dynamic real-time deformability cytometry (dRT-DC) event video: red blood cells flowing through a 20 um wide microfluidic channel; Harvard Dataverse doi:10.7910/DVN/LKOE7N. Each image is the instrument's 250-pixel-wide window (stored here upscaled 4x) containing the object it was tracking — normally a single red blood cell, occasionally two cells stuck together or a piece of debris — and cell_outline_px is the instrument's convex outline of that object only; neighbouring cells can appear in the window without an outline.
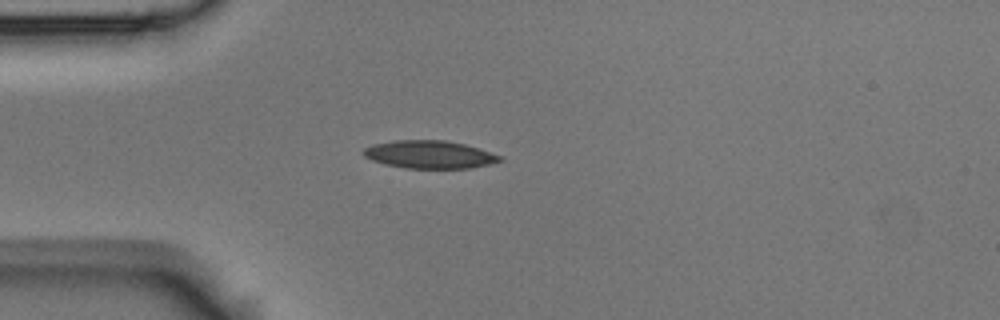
{"species": "Egyptian fruit bat (a non-hibernating species)", "species_latin": "Rousettus aegyptiacus", "temperature_condition": "room temperature", "stored_images_in_passage": 3, "camera_frame_rate_fps": 3000, "um_per_image_px": 0.085, "animal": {"sex": "male"}, "frame": {"image": 1, "passage_image": 3, "time_ms": 0.667, "image_size_px": [1000, 320], "cell_outline_px": [[504, 160], [472, 168], [404, 168], [384, 164], [372, 160], [364, 156], [360, 152], [364, 148], [372, 144], [392, 140], [444, 140], [464, 144], [500, 156]], "centroid_in_image_um": [36.43, 13.13], "position_along_channel_um": 48.6, "area_um2": 22.08}}